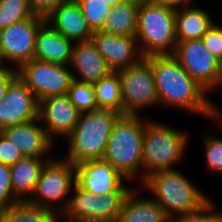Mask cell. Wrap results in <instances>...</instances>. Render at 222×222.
I'll list each match as a JSON object with an SVG mask.
<instances>
[{"instance_id":"cell-1","label":"cell","mask_w":222,"mask_h":222,"mask_svg":"<svg viewBox=\"0 0 222 222\" xmlns=\"http://www.w3.org/2000/svg\"><path fill=\"white\" fill-rule=\"evenodd\" d=\"M146 58L153 69L159 107L179 109L207 119L220 110L172 55Z\"/></svg>"},{"instance_id":"cell-2","label":"cell","mask_w":222,"mask_h":222,"mask_svg":"<svg viewBox=\"0 0 222 222\" xmlns=\"http://www.w3.org/2000/svg\"><path fill=\"white\" fill-rule=\"evenodd\" d=\"M174 222L199 209L210 198L179 169L162 170L147 176L140 185ZM198 187V188H197Z\"/></svg>"},{"instance_id":"cell-3","label":"cell","mask_w":222,"mask_h":222,"mask_svg":"<svg viewBox=\"0 0 222 222\" xmlns=\"http://www.w3.org/2000/svg\"><path fill=\"white\" fill-rule=\"evenodd\" d=\"M145 116L121 115L108 138L103 160L110 162L128 181L142 183V145Z\"/></svg>"},{"instance_id":"cell-4","label":"cell","mask_w":222,"mask_h":222,"mask_svg":"<svg viewBox=\"0 0 222 222\" xmlns=\"http://www.w3.org/2000/svg\"><path fill=\"white\" fill-rule=\"evenodd\" d=\"M187 133L145 117L142 182L152 173L176 169L182 163L189 141Z\"/></svg>"},{"instance_id":"cell-5","label":"cell","mask_w":222,"mask_h":222,"mask_svg":"<svg viewBox=\"0 0 222 222\" xmlns=\"http://www.w3.org/2000/svg\"><path fill=\"white\" fill-rule=\"evenodd\" d=\"M121 114L109 109H97L80 114L73 131L65 138V157L72 164L102 159L112 128Z\"/></svg>"},{"instance_id":"cell-6","label":"cell","mask_w":222,"mask_h":222,"mask_svg":"<svg viewBox=\"0 0 222 222\" xmlns=\"http://www.w3.org/2000/svg\"><path fill=\"white\" fill-rule=\"evenodd\" d=\"M175 21L176 8L140 1L135 37L142 57L174 53Z\"/></svg>"},{"instance_id":"cell-7","label":"cell","mask_w":222,"mask_h":222,"mask_svg":"<svg viewBox=\"0 0 222 222\" xmlns=\"http://www.w3.org/2000/svg\"><path fill=\"white\" fill-rule=\"evenodd\" d=\"M56 158L43 166L35 191L28 202L63 214L75 185L76 165L62 157Z\"/></svg>"},{"instance_id":"cell-8","label":"cell","mask_w":222,"mask_h":222,"mask_svg":"<svg viewBox=\"0 0 222 222\" xmlns=\"http://www.w3.org/2000/svg\"><path fill=\"white\" fill-rule=\"evenodd\" d=\"M134 187L123 184L116 192L95 196L75 183L62 215L78 221L118 222L122 204Z\"/></svg>"},{"instance_id":"cell-9","label":"cell","mask_w":222,"mask_h":222,"mask_svg":"<svg viewBox=\"0 0 222 222\" xmlns=\"http://www.w3.org/2000/svg\"><path fill=\"white\" fill-rule=\"evenodd\" d=\"M118 72L121 79L122 115L140 116L141 110L143 112V109L159 106L153 69L146 57Z\"/></svg>"},{"instance_id":"cell-10","label":"cell","mask_w":222,"mask_h":222,"mask_svg":"<svg viewBox=\"0 0 222 222\" xmlns=\"http://www.w3.org/2000/svg\"><path fill=\"white\" fill-rule=\"evenodd\" d=\"M18 77L32 91L37 101L68 93L73 74L69 66L32 59L17 69Z\"/></svg>"},{"instance_id":"cell-11","label":"cell","mask_w":222,"mask_h":222,"mask_svg":"<svg viewBox=\"0 0 222 222\" xmlns=\"http://www.w3.org/2000/svg\"><path fill=\"white\" fill-rule=\"evenodd\" d=\"M45 21V18L34 15L1 29L0 63L18 69L34 59L36 35Z\"/></svg>"},{"instance_id":"cell-12","label":"cell","mask_w":222,"mask_h":222,"mask_svg":"<svg viewBox=\"0 0 222 222\" xmlns=\"http://www.w3.org/2000/svg\"><path fill=\"white\" fill-rule=\"evenodd\" d=\"M172 56L206 92L213 87L218 60L205 48L201 39L177 42Z\"/></svg>"},{"instance_id":"cell-13","label":"cell","mask_w":222,"mask_h":222,"mask_svg":"<svg viewBox=\"0 0 222 222\" xmlns=\"http://www.w3.org/2000/svg\"><path fill=\"white\" fill-rule=\"evenodd\" d=\"M38 109L36 97L17 75L0 101V131L38 119Z\"/></svg>"},{"instance_id":"cell-14","label":"cell","mask_w":222,"mask_h":222,"mask_svg":"<svg viewBox=\"0 0 222 222\" xmlns=\"http://www.w3.org/2000/svg\"><path fill=\"white\" fill-rule=\"evenodd\" d=\"M80 114L67 94L50 96L39 102L38 119L55 144L56 137L65 139L73 131Z\"/></svg>"},{"instance_id":"cell-15","label":"cell","mask_w":222,"mask_h":222,"mask_svg":"<svg viewBox=\"0 0 222 222\" xmlns=\"http://www.w3.org/2000/svg\"><path fill=\"white\" fill-rule=\"evenodd\" d=\"M127 181L103 159L80 162L75 168V183L95 196L116 192Z\"/></svg>"},{"instance_id":"cell-16","label":"cell","mask_w":222,"mask_h":222,"mask_svg":"<svg viewBox=\"0 0 222 222\" xmlns=\"http://www.w3.org/2000/svg\"><path fill=\"white\" fill-rule=\"evenodd\" d=\"M91 40L113 72L129 67L142 58L135 36H121L95 31Z\"/></svg>"},{"instance_id":"cell-17","label":"cell","mask_w":222,"mask_h":222,"mask_svg":"<svg viewBox=\"0 0 222 222\" xmlns=\"http://www.w3.org/2000/svg\"><path fill=\"white\" fill-rule=\"evenodd\" d=\"M19 148L24 157L52 159L55 143L48 137L39 119L7 127L1 131Z\"/></svg>"},{"instance_id":"cell-18","label":"cell","mask_w":222,"mask_h":222,"mask_svg":"<svg viewBox=\"0 0 222 222\" xmlns=\"http://www.w3.org/2000/svg\"><path fill=\"white\" fill-rule=\"evenodd\" d=\"M69 66L73 79L91 84L113 72L92 40L74 44Z\"/></svg>"},{"instance_id":"cell-19","label":"cell","mask_w":222,"mask_h":222,"mask_svg":"<svg viewBox=\"0 0 222 222\" xmlns=\"http://www.w3.org/2000/svg\"><path fill=\"white\" fill-rule=\"evenodd\" d=\"M45 19L57 32L74 43L91 40L93 35L76 0L59 5Z\"/></svg>"},{"instance_id":"cell-20","label":"cell","mask_w":222,"mask_h":222,"mask_svg":"<svg viewBox=\"0 0 222 222\" xmlns=\"http://www.w3.org/2000/svg\"><path fill=\"white\" fill-rule=\"evenodd\" d=\"M74 44L45 21L36 35L34 59L69 66Z\"/></svg>"},{"instance_id":"cell-21","label":"cell","mask_w":222,"mask_h":222,"mask_svg":"<svg viewBox=\"0 0 222 222\" xmlns=\"http://www.w3.org/2000/svg\"><path fill=\"white\" fill-rule=\"evenodd\" d=\"M185 1L176 7V39L177 42L201 39L214 23L210 13L194 4ZM193 4V5H192Z\"/></svg>"},{"instance_id":"cell-22","label":"cell","mask_w":222,"mask_h":222,"mask_svg":"<svg viewBox=\"0 0 222 222\" xmlns=\"http://www.w3.org/2000/svg\"><path fill=\"white\" fill-rule=\"evenodd\" d=\"M141 193L135 186L126 196L118 222H173L158 203Z\"/></svg>"},{"instance_id":"cell-23","label":"cell","mask_w":222,"mask_h":222,"mask_svg":"<svg viewBox=\"0 0 222 222\" xmlns=\"http://www.w3.org/2000/svg\"><path fill=\"white\" fill-rule=\"evenodd\" d=\"M49 160L51 159L24 157L10 165L12 192L18 201H28L31 198L41 170Z\"/></svg>"},{"instance_id":"cell-24","label":"cell","mask_w":222,"mask_h":222,"mask_svg":"<svg viewBox=\"0 0 222 222\" xmlns=\"http://www.w3.org/2000/svg\"><path fill=\"white\" fill-rule=\"evenodd\" d=\"M140 1L129 0L112 7L100 31L113 35L136 36Z\"/></svg>"},{"instance_id":"cell-25","label":"cell","mask_w":222,"mask_h":222,"mask_svg":"<svg viewBox=\"0 0 222 222\" xmlns=\"http://www.w3.org/2000/svg\"><path fill=\"white\" fill-rule=\"evenodd\" d=\"M61 220L62 214L28 201H18L0 212V222H58Z\"/></svg>"},{"instance_id":"cell-26","label":"cell","mask_w":222,"mask_h":222,"mask_svg":"<svg viewBox=\"0 0 222 222\" xmlns=\"http://www.w3.org/2000/svg\"><path fill=\"white\" fill-rule=\"evenodd\" d=\"M98 109H109L122 115V92L119 72L93 84Z\"/></svg>"},{"instance_id":"cell-27","label":"cell","mask_w":222,"mask_h":222,"mask_svg":"<svg viewBox=\"0 0 222 222\" xmlns=\"http://www.w3.org/2000/svg\"><path fill=\"white\" fill-rule=\"evenodd\" d=\"M34 15L29 0H0V30Z\"/></svg>"},{"instance_id":"cell-28","label":"cell","mask_w":222,"mask_h":222,"mask_svg":"<svg viewBox=\"0 0 222 222\" xmlns=\"http://www.w3.org/2000/svg\"><path fill=\"white\" fill-rule=\"evenodd\" d=\"M67 95L80 113L91 112L98 109L94 87L91 83L73 79Z\"/></svg>"},{"instance_id":"cell-29","label":"cell","mask_w":222,"mask_h":222,"mask_svg":"<svg viewBox=\"0 0 222 222\" xmlns=\"http://www.w3.org/2000/svg\"><path fill=\"white\" fill-rule=\"evenodd\" d=\"M76 2L79 4L91 31H100L112 6L103 0H76Z\"/></svg>"},{"instance_id":"cell-30","label":"cell","mask_w":222,"mask_h":222,"mask_svg":"<svg viewBox=\"0 0 222 222\" xmlns=\"http://www.w3.org/2000/svg\"><path fill=\"white\" fill-rule=\"evenodd\" d=\"M201 138L203 141L205 161L207 169L214 174L222 176V137H216L206 133Z\"/></svg>"},{"instance_id":"cell-31","label":"cell","mask_w":222,"mask_h":222,"mask_svg":"<svg viewBox=\"0 0 222 222\" xmlns=\"http://www.w3.org/2000/svg\"><path fill=\"white\" fill-rule=\"evenodd\" d=\"M215 203L211 198L199 209L177 218L174 222H222V213L215 210Z\"/></svg>"},{"instance_id":"cell-32","label":"cell","mask_w":222,"mask_h":222,"mask_svg":"<svg viewBox=\"0 0 222 222\" xmlns=\"http://www.w3.org/2000/svg\"><path fill=\"white\" fill-rule=\"evenodd\" d=\"M17 202L12 192L10 165L0 163V212Z\"/></svg>"},{"instance_id":"cell-33","label":"cell","mask_w":222,"mask_h":222,"mask_svg":"<svg viewBox=\"0 0 222 222\" xmlns=\"http://www.w3.org/2000/svg\"><path fill=\"white\" fill-rule=\"evenodd\" d=\"M205 48L214 58H222V26L214 21L201 38Z\"/></svg>"},{"instance_id":"cell-34","label":"cell","mask_w":222,"mask_h":222,"mask_svg":"<svg viewBox=\"0 0 222 222\" xmlns=\"http://www.w3.org/2000/svg\"><path fill=\"white\" fill-rule=\"evenodd\" d=\"M23 158L19 148L0 131V163L11 165Z\"/></svg>"},{"instance_id":"cell-35","label":"cell","mask_w":222,"mask_h":222,"mask_svg":"<svg viewBox=\"0 0 222 222\" xmlns=\"http://www.w3.org/2000/svg\"><path fill=\"white\" fill-rule=\"evenodd\" d=\"M71 0H29L30 7L35 15L46 18L59 5Z\"/></svg>"},{"instance_id":"cell-36","label":"cell","mask_w":222,"mask_h":222,"mask_svg":"<svg viewBox=\"0 0 222 222\" xmlns=\"http://www.w3.org/2000/svg\"><path fill=\"white\" fill-rule=\"evenodd\" d=\"M17 76V69L0 63V101L4 98L10 82Z\"/></svg>"},{"instance_id":"cell-37","label":"cell","mask_w":222,"mask_h":222,"mask_svg":"<svg viewBox=\"0 0 222 222\" xmlns=\"http://www.w3.org/2000/svg\"><path fill=\"white\" fill-rule=\"evenodd\" d=\"M217 89L222 90V58L218 60L216 79L213 87L207 92V96Z\"/></svg>"},{"instance_id":"cell-38","label":"cell","mask_w":222,"mask_h":222,"mask_svg":"<svg viewBox=\"0 0 222 222\" xmlns=\"http://www.w3.org/2000/svg\"><path fill=\"white\" fill-rule=\"evenodd\" d=\"M149 3L152 4H159V5H165V6H169L172 8H176L177 6H179L181 3H184V0H145Z\"/></svg>"},{"instance_id":"cell-39","label":"cell","mask_w":222,"mask_h":222,"mask_svg":"<svg viewBox=\"0 0 222 222\" xmlns=\"http://www.w3.org/2000/svg\"><path fill=\"white\" fill-rule=\"evenodd\" d=\"M209 120L218 123L219 127H222V116L218 112H214L209 118Z\"/></svg>"},{"instance_id":"cell-40","label":"cell","mask_w":222,"mask_h":222,"mask_svg":"<svg viewBox=\"0 0 222 222\" xmlns=\"http://www.w3.org/2000/svg\"><path fill=\"white\" fill-rule=\"evenodd\" d=\"M103 1L107 2L109 5H111L113 7L116 4L127 2L129 0H103Z\"/></svg>"},{"instance_id":"cell-41","label":"cell","mask_w":222,"mask_h":222,"mask_svg":"<svg viewBox=\"0 0 222 222\" xmlns=\"http://www.w3.org/2000/svg\"><path fill=\"white\" fill-rule=\"evenodd\" d=\"M62 220L64 221V222H87V221H78V220H72V219H70V218H67V217H65V216H63L62 215Z\"/></svg>"},{"instance_id":"cell-42","label":"cell","mask_w":222,"mask_h":222,"mask_svg":"<svg viewBox=\"0 0 222 222\" xmlns=\"http://www.w3.org/2000/svg\"><path fill=\"white\" fill-rule=\"evenodd\" d=\"M218 113L222 116V110H221V108H220V110L218 111Z\"/></svg>"}]
</instances>
